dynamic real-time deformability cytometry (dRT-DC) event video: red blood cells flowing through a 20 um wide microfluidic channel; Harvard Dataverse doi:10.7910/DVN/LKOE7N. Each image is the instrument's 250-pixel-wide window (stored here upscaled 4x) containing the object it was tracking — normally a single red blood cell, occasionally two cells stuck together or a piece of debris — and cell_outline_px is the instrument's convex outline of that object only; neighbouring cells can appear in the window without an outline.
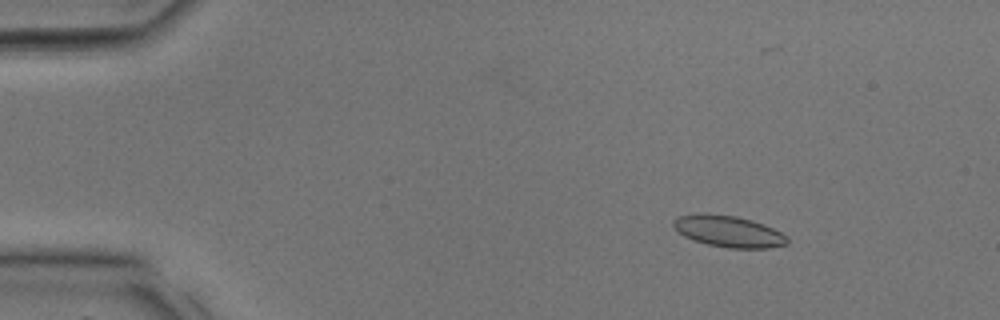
{"species": "common noctule bat (a hibernating species)", "species_latin": "Nyctalus noctula", "temperature_condition": "room temperature", "stored_images_in_passage": 9, "camera_frame_rate_fps": 3000, "um_per_image_px": 0.085, "animal": {"sex": "male", "body_mass_g": 17.9, "forearm_length_mm": 54.2}, "frame": {"image": 1, "passage_image": 4, "time_ms": 1.0, "image_size_px": [1000, 320], "cell_outline_px": [[788, 244], [768, 248], [728, 248], [708, 244], [684, 236], [672, 224], [672, 220], [680, 216], [704, 212], [708, 212], [736, 216], [752, 220], [764, 224], [788, 236]], "centroid_in_image_um": [61.94, 19.65], "position_along_channel_um": 23.1, "area_um2": 20.87}}
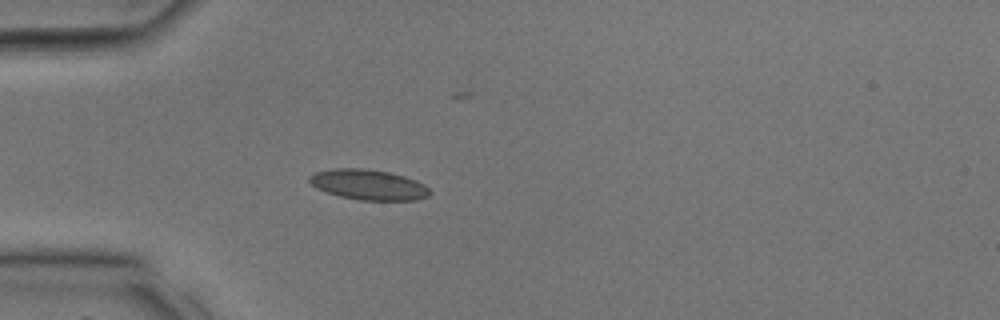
{"frame": {"image": 2, "passage_image": 9, "time_ms": 2.667, "image_size_px": [1000, 320], "cell_outline_px": [[432, 192], [428, 196], [416, 200], [360, 200], [340, 196], [316, 188], [308, 180], [308, 176], [316, 172], [332, 168], [364, 168], [388, 172], [404, 176], [416, 180], [424, 184]], "centroid_in_image_um": [31.32, 15.69], "position_along_channel_um": 53.7, "area_um2": 21.27}}